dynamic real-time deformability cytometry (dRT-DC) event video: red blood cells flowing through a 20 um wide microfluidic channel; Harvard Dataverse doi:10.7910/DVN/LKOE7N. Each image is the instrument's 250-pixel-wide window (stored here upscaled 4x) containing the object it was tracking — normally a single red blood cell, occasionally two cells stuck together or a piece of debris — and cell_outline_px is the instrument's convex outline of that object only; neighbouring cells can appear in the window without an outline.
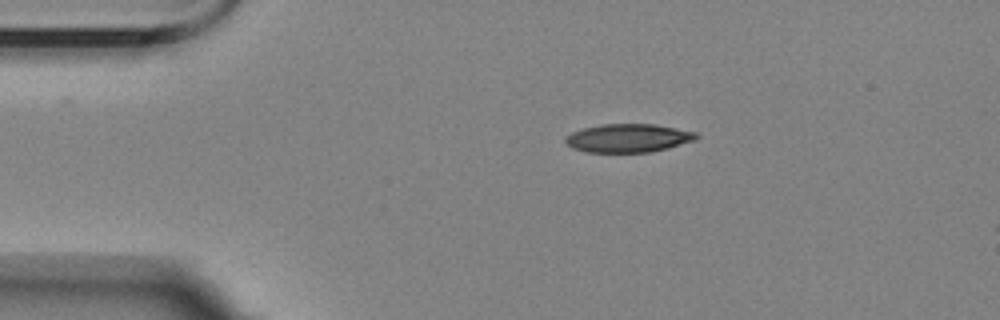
{"species": "Egyptian fruit bat (a non-hibernating species)", "species_latin": "Rousettus aegyptiacus", "temperature_condition": "room temperature", "stored_images_in_passage": 6, "camera_frame_rate_fps": 3000, "um_per_image_px": 0.085, "animal": {"sex": "female"}, "frame": {"image": 1, "passage_image": 4, "time_ms": 3.333, "image_size_px": [1000, 320], "cell_outline_px": [[700, 136], [696, 140], [668, 148], [652, 152], [584, 152], [572, 148], [564, 140], [564, 136], [572, 132], [584, 128], [604, 124], [656, 124], [696, 132]], "centroid_in_image_um": [53.41, 11.74], "position_along_channel_um": 31.6, "area_um2": 21.79}}